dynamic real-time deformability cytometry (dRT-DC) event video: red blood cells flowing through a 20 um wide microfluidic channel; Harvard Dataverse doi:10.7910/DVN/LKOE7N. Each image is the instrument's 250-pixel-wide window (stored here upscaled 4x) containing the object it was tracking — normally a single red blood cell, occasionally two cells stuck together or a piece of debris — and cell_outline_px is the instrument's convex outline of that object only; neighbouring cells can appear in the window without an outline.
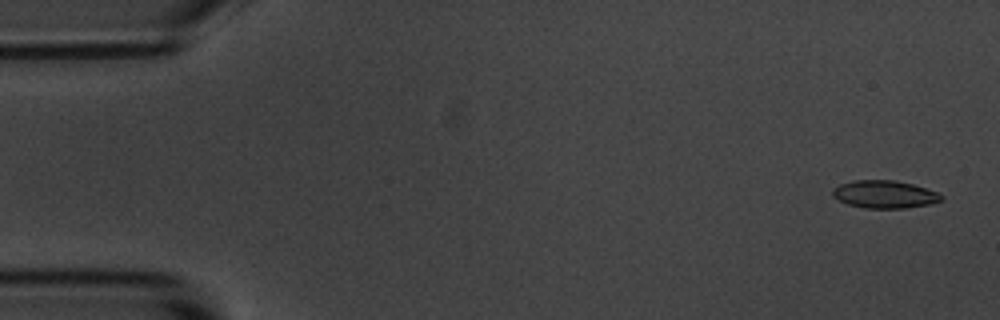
{"species": "common noctule bat (a hibernating species)", "species_latin": "Nyctalus noctula", "temperature_condition": "room temperature", "stored_images_in_passage": 54, "camera_frame_rate_fps": 3000, "um_per_image_px": 0.085, "animal": {"sex": "male", "body_mass_g": 20.1, "forearm_length_mm": 53.5}, "frame": {"image": 1, "passage_image": 2, "time_ms": 0.333, "image_size_px": [1000, 320], "cell_outline_px": [[944, 200], [928, 204], [904, 208], [864, 208], [848, 204], [832, 196], [832, 188], [840, 184], [852, 180], [892, 180], [912, 184], [940, 192], [944, 196]], "centroid_in_image_um": [75.2, 16.51], "position_along_channel_um": 9.8, "area_um2": 17.63}}
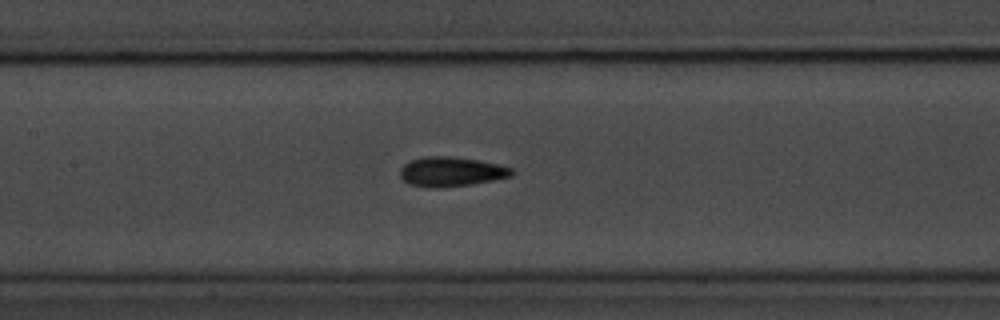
{"frame": {"image": 2, "passage_image": 25, "time_ms": 8.0, "image_size_px": [1000, 320], "cell_outline_px": [[516, 172], [512, 176], [492, 180], [468, 184], [440, 188], [428, 188], [408, 184], [400, 176], [400, 168], [404, 164], [412, 160], [424, 156], [448, 156], [476, 160], [496, 164], [512, 168]], "centroid_in_image_um": [38.32, 14.6], "position_along_channel_um": 169.1, "area_um2": 19.13}}
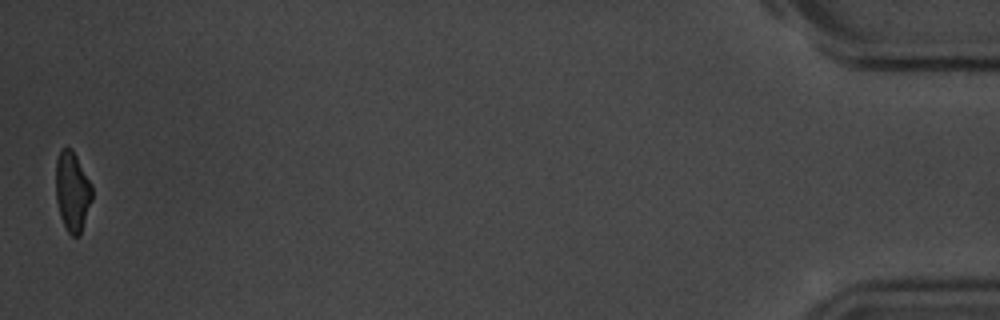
{"frame": {"image": 3, "passage_image": 54, "time_ms": 17.667, "image_size_px": [1000, 320], "cell_outline_px": [[92, 200], [80, 236], [72, 236], [68, 232], [60, 216], [56, 200], [56, 160], [60, 148], [72, 148], [92, 184]], "centroid_in_image_um": [6.15, 16.26], "position_along_channel_um": 429.0, "area_um2": 16.99}, "authors_computed_cell_mechanics": {"area_um2": 18.0625, "velocity_mm_per_s": 3.6685, "shape_relaxation_time_tau1_ms": 2.4707, "shape_relaxation_time_tau2_ms": 1.6871, "deformation_change_tau1": 0.1164, "deformation_change_tau2": 0.0691}}